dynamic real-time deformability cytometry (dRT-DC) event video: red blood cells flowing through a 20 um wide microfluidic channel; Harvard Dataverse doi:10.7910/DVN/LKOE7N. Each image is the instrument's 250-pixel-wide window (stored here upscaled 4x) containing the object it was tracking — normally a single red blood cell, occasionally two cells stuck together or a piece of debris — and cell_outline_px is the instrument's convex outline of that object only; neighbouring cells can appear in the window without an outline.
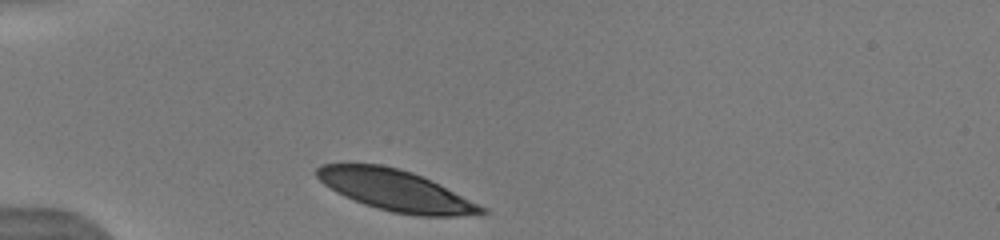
{"species": "human", "species_latin": "Homo sapiens", "temperature_condition": "warm", "stored_images_in_passage": 3, "camera_frame_rate_fps": 3000, "um_per_image_px": 0.085, "donor": {"sex": "male"}, "frame": {"image": 1, "passage_image": 1, "time_ms": 0.0, "image_size_px": [1000, 240], "cell_outline_px": [[488, 212], [484, 216], [416, 216], [392, 212], [376, 208], [364, 204], [344, 196], [336, 192], [324, 184], [316, 176], [316, 168], [320, 164], [380, 164], [400, 168], [412, 172], [488, 208]], "centroid_in_image_um": [33.67, 16.21], "position_along_channel_um": 51.3, "area_um2": 39.42}}